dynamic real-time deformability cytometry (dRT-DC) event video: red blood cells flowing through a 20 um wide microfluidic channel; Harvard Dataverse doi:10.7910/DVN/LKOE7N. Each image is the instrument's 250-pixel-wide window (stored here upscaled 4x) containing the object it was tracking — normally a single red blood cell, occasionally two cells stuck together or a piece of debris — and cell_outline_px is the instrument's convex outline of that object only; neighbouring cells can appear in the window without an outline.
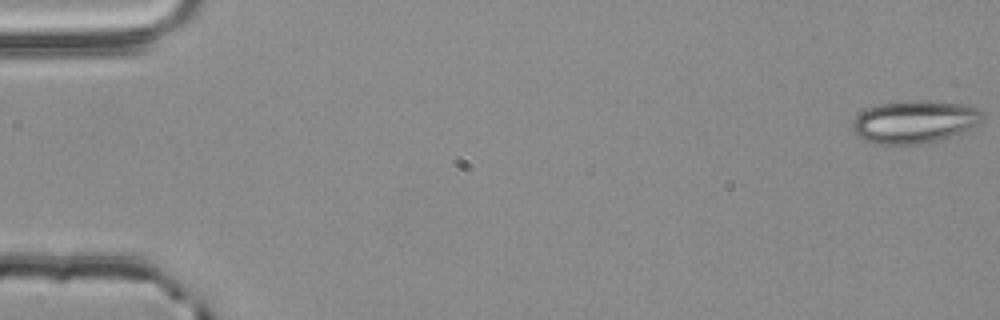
{"species": "common noctule bat (a hibernating species)", "species_latin": "Nyctalus noctula", "temperature_condition": "room temperature", "stored_images_in_passage": 11, "camera_frame_rate_fps": 3000, "um_per_image_px": 0.085, "animal": {"sex": "male", "body_mass_g": 20.4}, "frame": {"image": 1, "passage_image": 1, "time_ms": 0.0, "image_size_px": [1000, 320], "cell_outline_px": [[984, 116], [976, 124], [964, 132], [936, 140], [916, 144], [880, 144], [864, 140], [856, 136], [852, 128], [852, 124], [856, 116], [860, 112], [868, 108], [880, 104], [912, 100], [928, 100], [968, 104], [980, 108]], "centroid_in_image_um": [77.75, 10.33], "position_along_channel_um": 7.3, "area_um2": 32.37}}